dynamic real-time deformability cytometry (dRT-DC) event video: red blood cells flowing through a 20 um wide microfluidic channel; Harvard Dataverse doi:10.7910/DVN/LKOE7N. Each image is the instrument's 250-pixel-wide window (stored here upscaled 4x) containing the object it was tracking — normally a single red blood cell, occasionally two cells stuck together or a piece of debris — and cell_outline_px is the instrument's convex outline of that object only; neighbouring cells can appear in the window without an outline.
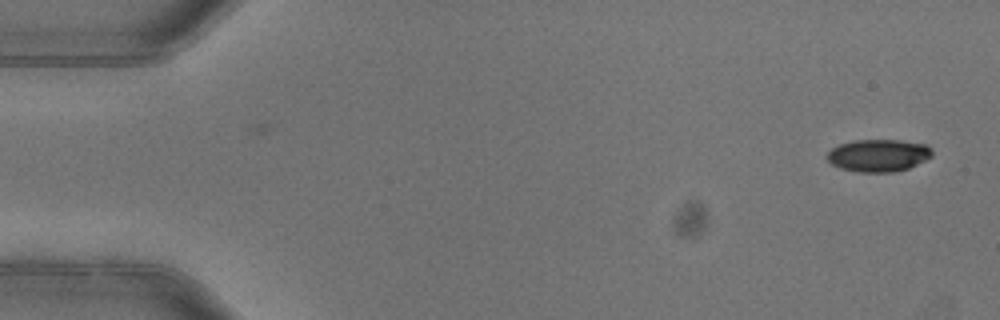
{"species": "common noctule bat (a hibernating species)", "species_latin": "Nyctalus noctula", "temperature_condition": "warm", "stored_images_in_passage": 2, "camera_frame_rate_fps": 3000, "um_per_image_px": 0.085, "animal": {"sex": "female"}, "frame": {"image": 1, "passage_image": 2, "time_ms": 0.333, "image_size_px": [1000, 320], "cell_outline_px": [[932, 156], [908, 168], [892, 172], [860, 172], [840, 168], [832, 164], [828, 160], [828, 152], [832, 148], [840, 144], [852, 140], [900, 140], [928, 144], [932, 148]], "centroid_in_image_um": [74.68, 13.2], "position_along_channel_um": 10.3, "area_um2": 19.77}}